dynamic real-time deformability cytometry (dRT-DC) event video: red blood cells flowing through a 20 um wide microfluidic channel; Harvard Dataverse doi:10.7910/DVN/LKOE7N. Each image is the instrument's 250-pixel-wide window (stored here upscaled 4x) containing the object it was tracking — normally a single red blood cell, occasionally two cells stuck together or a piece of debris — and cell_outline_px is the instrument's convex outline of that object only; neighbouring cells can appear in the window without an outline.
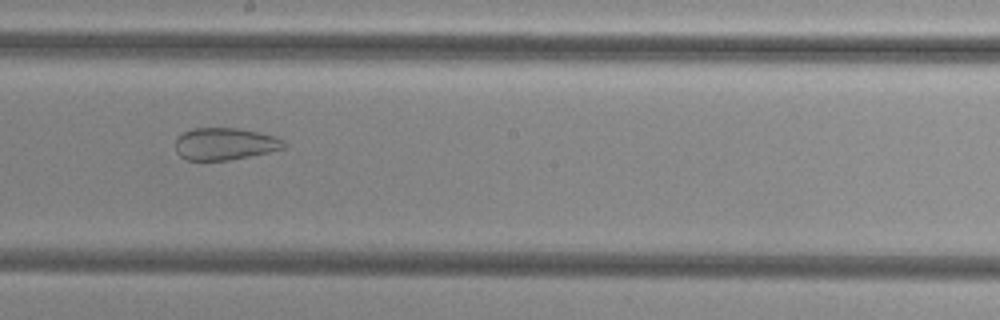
{"species": "common noctule bat (a hibernating species)", "species_latin": "Nyctalus noctula", "temperature_condition": "cold", "stored_images_in_passage": 38, "camera_frame_rate_fps": 3000, "um_per_image_px": 0.085, "animal": {"sex": "female", "body_mass_g": 29.2, "forearm_length_mm": 56.3}, "frame": {"image": 1, "passage_image": 15, "time_ms": 4.667, "image_size_px": [1000, 320], "cell_outline_px": [[288, 148], [228, 160], [188, 160], [180, 156], [176, 152], [176, 140], [184, 132], [192, 128], [236, 128], [276, 136], [284, 140], [288, 144]], "centroid_in_image_um": [19.16, 12.23], "position_along_channel_um": 229.0, "area_um2": 20.29}}
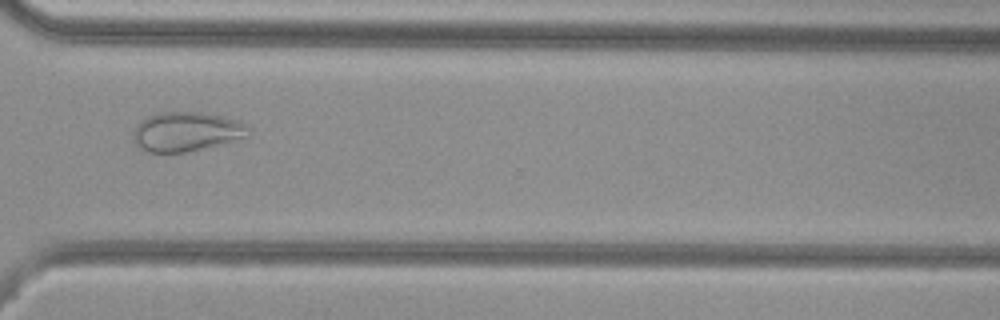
{"frame": {"image": 2, "passage_image": 25, "time_ms": 8.0, "image_size_px": [1000, 320], "cell_outline_px": [[252, 136], [188, 152], [148, 152], [140, 148], [136, 144], [132, 136], [132, 132], [136, 124], [140, 120], [148, 116], [160, 112], [204, 112], [236, 120], [248, 124], [252, 132]], "centroid_in_image_um": [15.87, 11.19], "position_along_channel_um": 354.7, "area_um2": 26.82}}
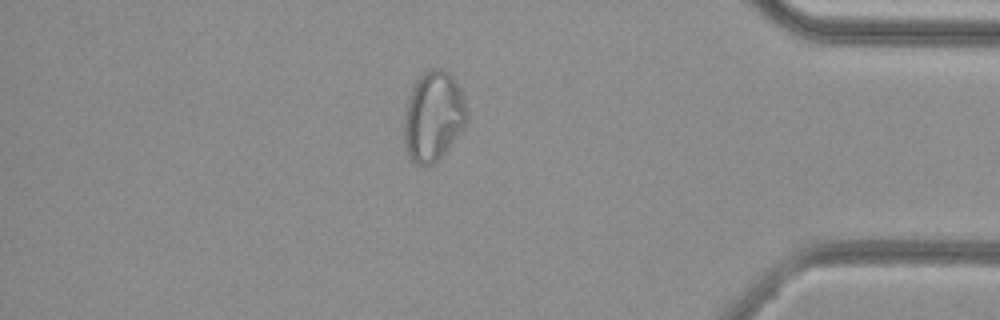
{"frame": {"image": 3, "passage_image": 31, "time_ms": 10.0, "image_size_px": [1000, 320], "cell_outline_px": [[468, 116], [460, 132], [444, 152], [432, 164], [416, 164], [412, 160], [404, 144], [404, 112], [408, 96], [416, 80], [428, 68], [440, 68], [448, 72], [456, 80], [460, 88], [464, 100]], "centroid_in_image_um": [36.81, 9.83], "position_along_channel_um": 398.4, "area_um2": 32.6}, "authors_computed_cell_mechanics": {"area_um2": 27.3394, "velocity_mm_per_s": 3.7769, "shape_relaxation_time_tau1_ms": null, "shape_relaxation_time_tau2_ms": 1.6499, "deformation_change_tau1": null, "deformation_change_tau2": 0.0719}}